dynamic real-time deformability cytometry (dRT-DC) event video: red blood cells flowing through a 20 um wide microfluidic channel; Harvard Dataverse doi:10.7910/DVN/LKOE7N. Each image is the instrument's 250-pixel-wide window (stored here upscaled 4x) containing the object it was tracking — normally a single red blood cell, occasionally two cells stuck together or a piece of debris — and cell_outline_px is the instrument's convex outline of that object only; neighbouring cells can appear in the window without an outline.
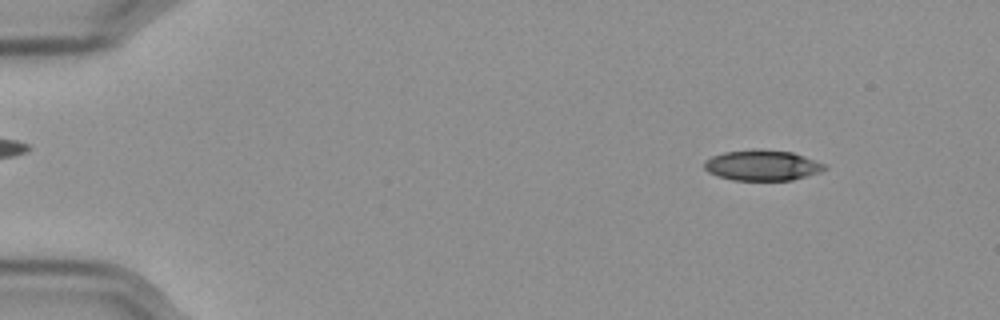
{"species": "Egyptian fruit bat (a non-hibernating species)", "species_latin": "Rousettus aegyptiacus", "temperature_condition": "cold", "stored_images_in_passage": 56, "camera_frame_rate_fps": 3000, "um_per_image_px": 0.085, "frame": {"image": 1, "passage_image": 6, "time_ms": 1.667, "image_size_px": [1000, 320], "cell_outline_px": [[828, 168], [820, 172], [792, 180], [732, 180], [716, 176], [708, 172], [704, 168], [704, 160], [712, 156], [724, 152], [792, 152], [828, 164]], "centroid_in_image_um": [64.81, 14.1], "position_along_channel_um": 20.2, "area_um2": 20.75}}
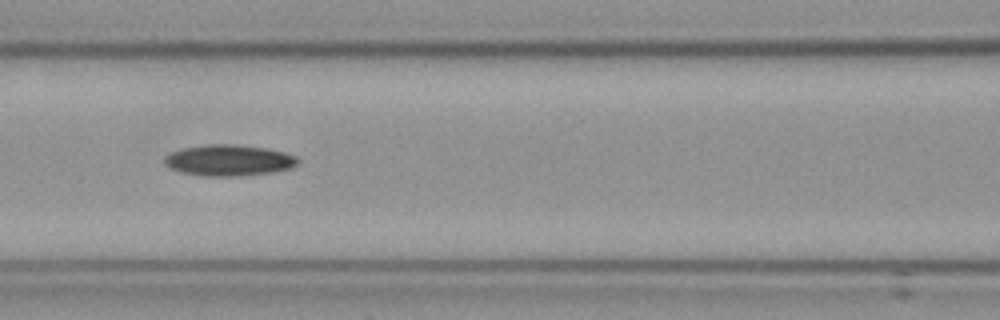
{"frame": {"image": 2, "passage_image": 25, "time_ms": 8.0, "image_size_px": [1000, 320], "cell_outline_px": [[300, 160], [292, 168], [272, 172], [232, 176], [204, 176], [184, 172], [172, 168], [164, 164], [164, 156], [172, 152], [184, 148], [208, 144], [232, 144], [264, 148], [284, 152], [296, 156]], "centroid_in_image_um": [19.46, 13.62], "position_along_channel_um": 147.1, "area_um2": 23.87}}
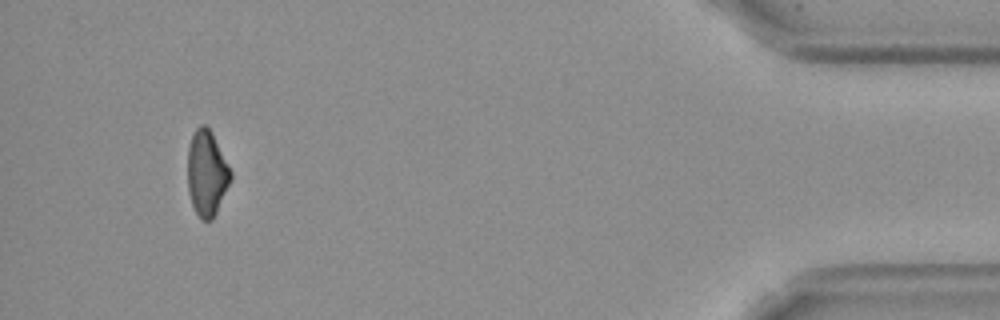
{"frame": {"image": 3, "passage_image": 53, "time_ms": 17.333, "image_size_px": [1000, 320], "cell_outline_px": [[232, 180], [212, 220], [200, 220], [192, 204], [188, 192], [188, 148], [192, 136], [196, 128], [200, 124], [204, 124], [212, 132], [232, 172]], "centroid_in_image_um": [17.58, 14.73], "position_along_channel_um": 417.6, "area_um2": 21.44}}